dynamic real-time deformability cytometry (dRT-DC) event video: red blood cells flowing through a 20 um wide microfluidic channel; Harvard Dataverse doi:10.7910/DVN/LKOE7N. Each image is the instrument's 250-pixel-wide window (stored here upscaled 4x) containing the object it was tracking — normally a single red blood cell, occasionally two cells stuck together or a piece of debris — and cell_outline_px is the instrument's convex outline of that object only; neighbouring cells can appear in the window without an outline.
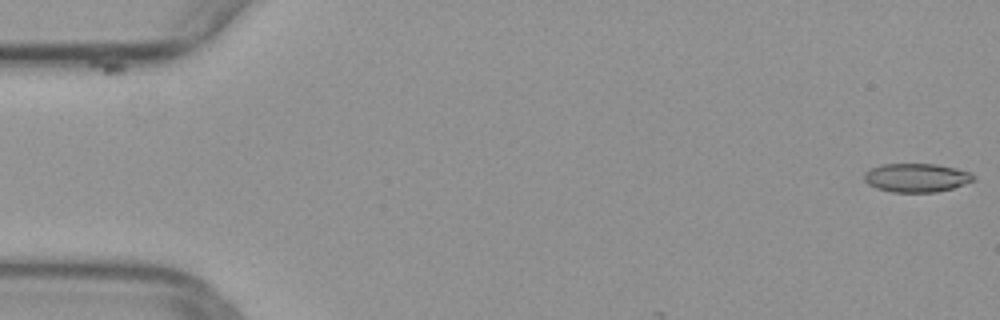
{"species": "common noctule bat (a hibernating species)", "species_latin": "Nyctalus noctula", "temperature_condition": "warm", "stored_images_in_passage": 6, "camera_frame_rate_fps": 3000, "um_per_image_px": 0.085, "animal": {"sex": "female", "body_mass_g": 29.2, "forearm_length_mm": 56.3}, "frame": {"image": 1, "passage_image": 1, "time_ms": 0.0, "image_size_px": [1000, 320], "cell_outline_px": [[976, 180], [952, 188], [936, 192], [892, 192], [876, 188], [868, 184], [864, 180], [864, 172], [880, 164], [936, 164], [956, 168], [972, 172], [976, 176]], "centroid_in_image_um": [77.92, 15.1], "position_along_channel_um": 7.1, "area_um2": 18.44}}